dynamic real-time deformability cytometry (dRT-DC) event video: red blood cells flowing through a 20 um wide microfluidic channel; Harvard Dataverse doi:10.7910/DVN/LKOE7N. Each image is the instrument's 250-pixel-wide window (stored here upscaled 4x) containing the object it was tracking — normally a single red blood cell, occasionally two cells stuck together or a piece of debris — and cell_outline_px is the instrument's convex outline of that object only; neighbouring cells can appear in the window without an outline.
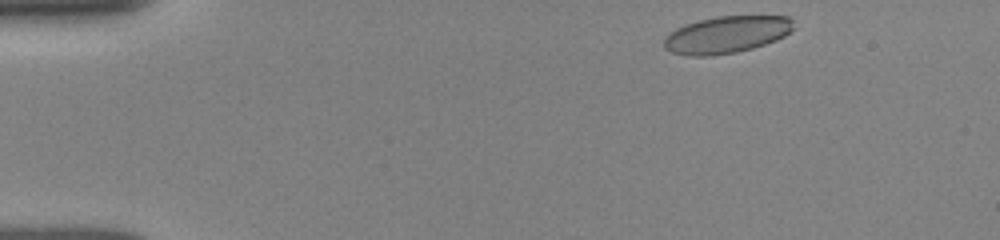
{"species": "human", "species_latin": "Homo sapiens", "temperature_condition": "room temperature", "stored_images_in_passage": 46, "camera_frame_rate_fps": 3000, "um_per_image_px": 0.085, "donor": {"sex": "female"}, "frame": {"image": 1, "passage_image": 1, "time_ms": 0.0, "image_size_px": [1000, 240], "cell_outline_px": [[792, 28], [784, 36], [776, 40], [752, 48], [736, 52], [712, 56], [688, 56], [672, 52], [664, 48], [664, 40], [668, 32], [684, 24], [716, 16], [788, 16], [792, 20]], "centroid_in_image_um": [61.7, 2.95], "position_along_channel_um": 23.3, "area_um2": 27.92}}
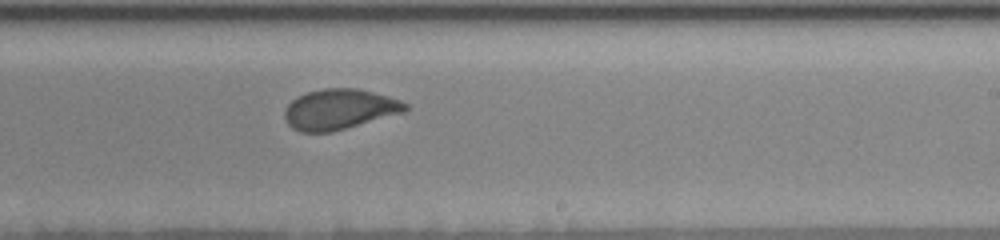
{"frame": {"image": 2, "passage_image": 26, "time_ms": 8.333, "image_size_px": [1000, 240], "cell_outline_px": [[408, 108], [404, 112], [332, 132], [300, 132], [292, 128], [288, 124], [284, 116], [284, 112], [288, 104], [296, 96], [308, 92], [324, 88], [356, 88], [388, 96], [400, 100], [408, 104]], "centroid_in_image_um": [28.83, 9.29], "position_along_channel_um": 260.2, "area_um2": 28.32}}
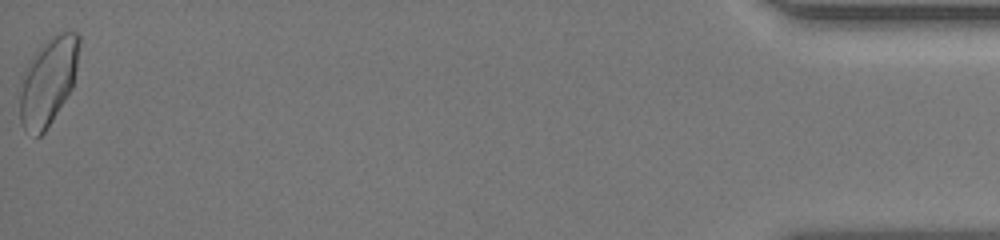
{"frame": {"image": 3, "passage_image": 46, "time_ms": 15.0, "image_size_px": [1000, 240], "cell_outline_px": [[80, 40], [76, 68], [72, 88], [52, 120], [44, 132], [40, 136], [36, 136], [24, 128], [20, 120], [20, 76], [32, 56], [40, 44], [56, 32], [76, 32], [80, 36]], "centroid_in_image_um": [4.07, 6.85], "position_along_channel_um": 431.1, "area_um2": 30.35}, "authors_computed_cell_mechanics": {"area_um2": 28.7555, "velocity_mm_per_s": 3.8986, "shape_relaxation_time_tau1_ms": 6.6275, "shape_relaxation_time_tau2_ms": 0.6188, "deformation_change_tau1": 0.1581, "deformation_change_tau2": 0.0603}}